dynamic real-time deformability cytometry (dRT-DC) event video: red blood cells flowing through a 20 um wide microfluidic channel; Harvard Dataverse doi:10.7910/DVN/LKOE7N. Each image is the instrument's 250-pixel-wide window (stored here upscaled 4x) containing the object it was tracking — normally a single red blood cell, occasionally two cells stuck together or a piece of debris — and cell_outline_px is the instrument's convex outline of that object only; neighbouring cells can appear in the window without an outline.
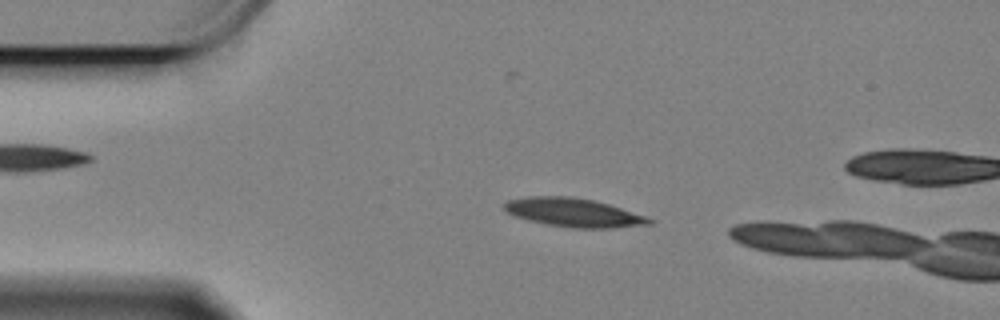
{"species": "Egyptian fruit bat (a non-hibernating species)", "species_latin": "Rousettus aegyptiacus", "temperature_condition": "cold", "stored_images_in_passage": 8, "camera_frame_rate_fps": 3000, "um_per_image_px": 0.085, "animal": {"sex": "female"}, "frame": {"image": 1, "passage_image": 4, "time_ms": 1.0, "image_size_px": [1000, 320], "cell_outline_px": [[656, 220], [652, 224], [612, 228], [572, 228], [548, 224], [528, 220], [516, 216], [508, 212], [504, 208], [504, 204], [508, 200], [528, 196], [572, 196], [592, 200], [608, 204]], "centroid_in_image_um": [48.76, 18.07], "position_along_channel_um": 36.2, "area_um2": 23.99}}